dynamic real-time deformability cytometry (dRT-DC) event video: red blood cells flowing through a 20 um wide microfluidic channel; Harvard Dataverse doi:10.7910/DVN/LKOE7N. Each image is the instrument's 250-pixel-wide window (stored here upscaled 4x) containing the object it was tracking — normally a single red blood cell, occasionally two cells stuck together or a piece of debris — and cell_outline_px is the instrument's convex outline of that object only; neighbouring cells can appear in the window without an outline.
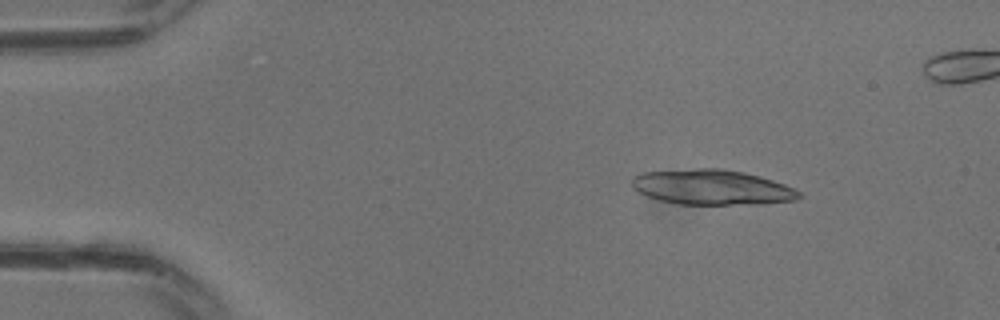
{"species": "common noctule bat (a hibernating species)", "species_latin": "Nyctalus noctula", "temperature_condition": "warm", "stored_images_in_passage": 13, "camera_frame_rate_fps": 3000, "um_per_image_px": 0.085, "animal": {"sex": "male", "body_mass_g": 13.3}, "frame": {"image": 1, "passage_image": 4, "time_ms": 1.0, "image_size_px": [1000, 320], "cell_outline_px": [[804, 196], [796, 200], [760, 204], [676, 204], [660, 200], [648, 196], [632, 188], [628, 180], [632, 176], [640, 172], [700, 168], [720, 168], [744, 172], [760, 176], [796, 188]], "centroid_in_image_um": [60.5, 15.91], "position_along_channel_um": 24.5, "area_um2": 34.62}}